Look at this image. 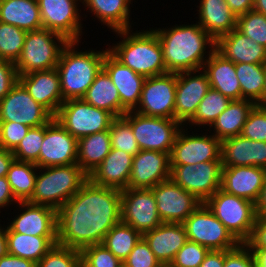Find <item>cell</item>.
<instances>
[{
    "label": "cell",
    "mask_w": 266,
    "mask_h": 267,
    "mask_svg": "<svg viewBox=\"0 0 266 267\" xmlns=\"http://www.w3.org/2000/svg\"><path fill=\"white\" fill-rule=\"evenodd\" d=\"M121 221V190L89 179L57 210V244L81 250L102 244L107 232Z\"/></svg>",
    "instance_id": "1"
},
{
    "label": "cell",
    "mask_w": 266,
    "mask_h": 267,
    "mask_svg": "<svg viewBox=\"0 0 266 267\" xmlns=\"http://www.w3.org/2000/svg\"><path fill=\"white\" fill-rule=\"evenodd\" d=\"M151 29L159 39L165 67L170 73L203 69L216 49V41L197 22Z\"/></svg>",
    "instance_id": "2"
},
{
    "label": "cell",
    "mask_w": 266,
    "mask_h": 267,
    "mask_svg": "<svg viewBox=\"0 0 266 267\" xmlns=\"http://www.w3.org/2000/svg\"><path fill=\"white\" fill-rule=\"evenodd\" d=\"M121 40L108 46V51L122 64L145 78L168 73L163 51L156 33L146 30L114 32Z\"/></svg>",
    "instance_id": "3"
},
{
    "label": "cell",
    "mask_w": 266,
    "mask_h": 267,
    "mask_svg": "<svg viewBox=\"0 0 266 267\" xmlns=\"http://www.w3.org/2000/svg\"><path fill=\"white\" fill-rule=\"evenodd\" d=\"M79 43L81 42L69 41L62 49L56 66L64 101L84 97L103 68L104 56L108 51V47L105 50L100 48L98 51L97 48L79 50Z\"/></svg>",
    "instance_id": "4"
},
{
    "label": "cell",
    "mask_w": 266,
    "mask_h": 267,
    "mask_svg": "<svg viewBox=\"0 0 266 267\" xmlns=\"http://www.w3.org/2000/svg\"><path fill=\"white\" fill-rule=\"evenodd\" d=\"M88 180V175L76 163L38 168L31 204L46 205L58 210Z\"/></svg>",
    "instance_id": "5"
},
{
    "label": "cell",
    "mask_w": 266,
    "mask_h": 267,
    "mask_svg": "<svg viewBox=\"0 0 266 267\" xmlns=\"http://www.w3.org/2000/svg\"><path fill=\"white\" fill-rule=\"evenodd\" d=\"M68 42L62 35L46 28L27 32L21 56L15 63L18 75L56 68Z\"/></svg>",
    "instance_id": "6"
},
{
    "label": "cell",
    "mask_w": 266,
    "mask_h": 267,
    "mask_svg": "<svg viewBox=\"0 0 266 267\" xmlns=\"http://www.w3.org/2000/svg\"><path fill=\"white\" fill-rule=\"evenodd\" d=\"M204 204L240 243L250 238L257 217L255 203L220 188Z\"/></svg>",
    "instance_id": "7"
},
{
    "label": "cell",
    "mask_w": 266,
    "mask_h": 267,
    "mask_svg": "<svg viewBox=\"0 0 266 267\" xmlns=\"http://www.w3.org/2000/svg\"><path fill=\"white\" fill-rule=\"evenodd\" d=\"M123 117L130 123L140 150L160 151L169 155L184 126L176 119L145 116L135 111H128Z\"/></svg>",
    "instance_id": "8"
},
{
    "label": "cell",
    "mask_w": 266,
    "mask_h": 267,
    "mask_svg": "<svg viewBox=\"0 0 266 267\" xmlns=\"http://www.w3.org/2000/svg\"><path fill=\"white\" fill-rule=\"evenodd\" d=\"M54 118L77 140L83 136L109 130L115 118L83 99L64 101Z\"/></svg>",
    "instance_id": "9"
},
{
    "label": "cell",
    "mask_w": 266,
    "mask_h": 267,
    "mask_svg": "<svg viewBox=\"0 0 266 267\" xmlns=\"http://www.w3.org/2000/svg\"><path fill=\"white\" fill-rule=\"evenodd\" d=\"M182 224L189 241L207 247L209 250H231L240 244L204 203Z\"/></svg>",
    "instance_id": "10"
},
{
    "label": "cell",
    "mask_w": 266,
    "mask_h": 267,
    "mask_svg": "<svg viewBox=\"0 0 266 267\" xmlns=\"http://www.w3.org/2000/svg\"><path fill=\"white\" fill-rule=\"evenodd\" d=\"M187 130L184 125L177 135L169 155L170 165L221 161V141L218 138L207 129H203L207 131L203 132L201 128L200 134H198L200 131L190 133Z\"/></svg>",
    "instance_id": "11"
},
{
    "label": "cell",
    "mask_w": 266,
    "mask_h": 267,
    "mask_svg": "<svg viewBox=\"0 0 266 267\" xmlns=\"http://www.w3.org/2000/svg\"><path fill=\"white\" fill-rule=\"evenodd\" d=\"M222 168V161L170 165V179L204 203L221 188Z\"/></svg>",
    "instance_id": "12"
},
{
    "label": "cell",
    "mask_w": 266,
    "mask_h": 267,
    "mask_svg": "<svg viewBox=\"0 0 266 267\" xmlns=\"http://www.w3.org/2000/svg\"><path fill=\"white\" fill-rule=\"evenodd\" d=\"M176 85L177 73L145 78L141 98L134 111L145 116L175 119Z\"/></svg>",
    "instance_id": "13"
},
{
    "label": "cell",
    "mask_w": 266,
    "mask_h": 267,
    "mask_svg": "<svg viewBox=\"0 0 266 267\" xmlns=\"http://www.w3.org/2000/svg\"><path fill=\"white\" fill-rule=\"evenodd\" d=\"M43 28L62 35L67 41H79L84 35L81 0H37ZM83 34V35H82Z\"/></svg>",
    "instance_id": "14"
},
{
    "label": "cell",
    "mask_w": 266,
    "mask_h": 267,
    "mask_svg": "<svg viewBox=\"0 0 266 267\" xmlns=\"http://www.w3.org/2000/svg\"><path fill=\"white\" fill-rule=\"evenodd\" d=\"M53 117L45 107L30 96L20 82H17L0 101V122L37 127L47 124Z\"/></svg>",
    "instance_id": "15"
},
{
    "label": "cell",
    "mask_w": 266,
    "mask_h": 267,
    "mask_svg": "<svg viewBox=\"0 0 266 267\" xmlns=\"http://www.w3.org/2000/svg\"><path fill=\"white\" fill-rule=\"evenodd\" d=\"M121 221L142 235L163 223L151 189L121 190Z\"/></svg>",
    "instance_id": "16"
},
{
    "label": "cell",
    "mask_w": 266,
    "mask_h": 267,
    "mask_svg": "<svg viewBox=\"0 0 266 267\" xmlns=\"http://www.w3.org/2000/svg\"><path fill=\"white\" fill-rule=\"evenodd\" d=\"M78 140L54 117L44 125L38 167L64 166L77 163Z\"/></svg>",
    "instance_id": "17"
},
{
    "label": "cell",
    "mask_w": 266,
    "mask_h": 267,
    "mask_svg": "<svg viewBox=\"0 0 266 267\" xmlns=\"http://www.w3.org/2000/svg\"><path fill=\"white\" fill-rule=\"evenodd\" d=\"M163 223H183L203 202L171 179L151 188Z\"/></svg>",
    "instance_id": "18"
},
{
    "label": "cell",
    "mask_w": 266,
    "mask_h": 267,
    "mask_svg": "<svg viewBox=\"0 0 266 267\" xmlns=\"http://www.w3.org/2000/svg\"><path fill=\"white\" fill-rule=\"evenodd\" d=\"M210 89L209 78L203 69L177 73L175 119L185 125Z\"/></svg>",
    "instance_id": "19"
},
{
    "label": "cell",
    "mask_w": 266,
    "mask_h": 267,
    "mask_svg": "<svg viewBox=\"0 0 266 267\" xmlns=\"http://www.w3.org/2000/svg\"><path fill=\"white\" fill-rule=\"evenodd\" d=\"M16 208L20 213L17 212L14 218L11 215L12 220L8 219L6 231L33 236H57L56 209L29 202H18Z\"/></svg>",
    "instance_id": "20"
},
{
    "label": "cell",
    "mask_w": 266,
    "mask_h": 267,
    "mask_svg": "<svg viewBox=\"0 0 266 267\" xmlns=\"http://www.w3.org/2000/svg\"><path fill=\"white\" fill-rule=\"evenodd\" d=\"M170 179L168 153L140 150L132 162L128 188L151 189L158 183Z\"/></svg>",
    "instance_id": "21"
},
{
    "label": "cell",
    "mask_w": 266,
    "mask_h": 267,
    "mask_svg": "<svg viewBox=\"0 0 266 267\" xmlns=\"http://www.w3.org/2000/svg\"><path fill=\"white\" fill-rule=\"evenodd\" d=\"M103 69L118 90L121 116H124L128 111H134L141 98L145 77L122 64L109 51L104 56Z\"/></svg>",
    "instance_id": "22"
},
{
    "label": "cell",
    "mask_w": 266,
    "mask_h": 267,
    "mask_svg": "<svg viewBox=\"0 0 266 267\" xmlns=\"http://www.w3.org/2000/svg\"><path fill=\"white\" fill-rule=\"evenodd\" d=\"M265 178L266 169L263 167H223L221 189L228 194L256 203Z\"/></svg>",
    "instance_id": "23"
},
{
    "label": "cell",
    "mask_w": 266,
    "mask_h": 267,
    "mask_svg": "<svg viewBox=\"0 0 266 267\" xmlns=\"http://www.w3.org/2000/svg\"><path fill=\"white\" fill-rule=\"evenodd\" d=\"M19 82L28 91L30 96L45 107L53 116L58 113L64 100L56 68L19 75Z\"/></svg>",
    "instance_id": "24"
},
{
    "label": "cell",
    "mask_w": 266,
    "mask_h": 267,
    "mask_svg": "<svg viewBox=\"0 0 266 267\" xmlns=\"http://www.w3.org/2000/svg\"><path fill=\"white\" fill-rule=\"evenodd\" d=\"M223 167L258 166L266 169V142L247 139L242 135L221 141Z\"/></svg>",
    "instance_id": "25"
},
{
    "label": "cell",
    "mask_w": 266,
    "mask_h": 267,
    "mask_svg": "<svg viewBox=\"0 0 266 267\" xmlns=\"http://www.w3.org/2000/svg\"><path fill=\"white\" fill-rule=\"evenodd\" d=\"M142 237L164 267L170 265L176 253L188 241L182 223H161L155 229L145 232Z\"/></svg>",
    "instance_id": "26"
},
{
    "label": "cell",
    "mask_w": 266,
    "mask_h": 267,
    "mask_svg": "<svg viewBox=\"0 0 266 267\" xmlns=\"http://www.w3.org/2000/svg\"><path fill=\"white\" fill-rule=\"evenodd\" d=\"M215 50L235 64H266V47L257 44L237 28L219 37Z\"/></svg>",
    "instance_id": "27"
},
{
    "label": "cell",
    "mask_w": 266,
    "mask_h": 267,
    "mask_svg": "<svg viewBox=\"0 0 266 267\" xmlns=\"http://www.w3.org/2000/svg\"><path fill=\"white\" fill-rule=\"evenodd\" d=\"M133 156L129 153L111 148L101 164L94 169L88 179L100 186L119 190L128 188Z\"/></svg>",
    "instance_id": "28"
},
{
    "label": "cell",
    "mask_w": 266,
    "mask_h": 267,
    "mask_svg": "<svg viewBox=\"0 0 266 267\" xmlns=\"http://www.w3.org/2000/svg\"><path fill=\"white\" fill-rule=\"evenodd\" d=\"M196 21L215 41L237 28V16L225 0H200Z\"/></svg>",
    "instance_id": "29"
},
{
    "label": "cell",
    "mask_w": 266,
    "mask_h": 267,
    "mask_svg": "<svg viewBox=\"0 0 266 267\" xmlns=\"http://www.w3.org/2000/svg\"><path fill=\"white\" fill-rule=\"evenodd\" d=\"M82 6L87 12L97 18L101 25H106L107 28L116 32L120 30H128L134 27L132 15L130 12L133 6V0H81ZM89 10V11H88ZM132 23H131V22ZM133 24V25H132ZM132 25V26H131Z\"/></svg>",
    "instance_id": "30"
},
{
    "label": "cell",
    "mask_w": 266,
    "mask_h": 267,
    "mask_svg": "<svg viewBox=\"0 0 266 267\" xmlns=\"http://www.w3.org/2000/svg\"><path fill=\"white\" fill-rule=\"evenodd\" d=\"M203 70L209 78L212 89L219 91L230 100H241V89L236 75L235 63L225 59L214 50L204 63Z\"/></svg>",
    "instance_id": "31"
},
{
    "label": "cell",
    "mask_w": 266,
    "mask_h": 267,
    "mask_svg": "<svg viewBox=\"0 0 266 267\" xmlns=\"http://www.w3.org/2000/svg\"><path fill=\"white\" fill-rule=\"evenodd\" d=\"M0 22L26 32L43 28L37 0H0Z\"/></svg>",
    "instance_id": "32"
},
{
    "label": "cell",
    "mask_w": 266,
    "mask_h": 267,
    "mask_svg": "<svg viewBox=\"0 0 266 267\" xmlns=\"http://www.w3.org/2000/svg\"><path fill=\"white\" fill-rule=\"evenodd\" d=\"M255 105L247 99L232 100L207 130L213 131L212 134L220 141L241 135L247 117Z\"/></svg>",
    "instance_id": "33"
},
{
    "label": "cell",
    "mask_w": 266,
    "mask_h": 267,
    "mask_svg": "<svg viewBox=\"0 0 266 267\" xmlns=\"http://www.w3.org/2000/svg\"><path fill=\"white\" fill-rule=\"evenodd\" d=\"M8 254L38 263L57 244V236H33L6 231Z\"/></svg>",
    "instance_id": "34"
},
{
    "label": "cell",
    "mask_w": 266,
    "mask_h": 267,
    "mask_svg": "<svg viewBox=\"0 0 266 267\" xmlns=\"http://www.w3.org/2000/svg\"><path fill=\"white\" fill-rule=\"evenodd\" d=\"M111 149L109 130L83 136L78 139L77 164L89 176Z\"/></svg>",
    "instance_id": "35"
},
{
    "label": "cell",
    "mask_w": 266,
    "mask_h": 267,
    "mask_svg": "<svg viewBox=\"0 0 266 267\" xmlns=\"http://www.w3.org/2000/svg\"><path fill=\"white\" fill-rule=\"evenodd\" d=\"M82 99L96 108L108 111L114 117L121 116L118 90L103 68L96 75L95 80Z\"/></svg>",
    "instance_id": "36"
},
{
    "label": "cell",
    "mask_w": 266,
    "mask_h": 267,
    "mask_svg": "<svg viewBox=\"0 0 266 267\" xmlns=\"http://www.w3.org/2000/svg\"><path fill=\"white\" fill-rule=\"evenodd\" d=\"M38 168L34 163L16 159L11 163L6 177L18 202H27L32 197Z\"/></svg>",
    "instance_id": "37"
},
{
    "label": "cell",
    "mask_w": 266,
    "mask_h": 267,
    "mask_svg": "<svg viewBox=\"0 0 266 267\" xmlns=\"http://www.w3.org/2000/svg\"><path fill=\"white\" fill-rule=\"evenodd\" d=\"M235 70L240 83L241 99L258 104L265 90V64L236 63Z\"/></svg>",
    "instance_id": "38"
},
{
    "label": "cell",
    "mask_w": 266,
    "mask_h": 267,
    "mask_svg": "<svg viewBox=\"0 0 266 267\" xmlns=\"http://www.w3.org/2000/svg\"><path fill=\"white\" fill-rule=\"evenodd\" d=\"M231 101L232 100L221 94L219 91L211 88L198 105L194 116L185 124V126L188 129L192 126L195 128L196 126L198 127V130L201 127L207 129L208 126L209 128L217 117L227 108Z\"/></svg>",
    "instance_id": "39"
},
{
    "label": "cell",
    "mask_w": 266,
    "mask_h": 267,
    "mask_svg": "<svg viewBox=\"0 0 266 267\" xmlns=\"http://www.w3.org/2000/svg\"><path fill=\"white\" fill-rule=\"evenodd\" d=\"M141 238V233L120 221L107 232L102 244L123 262Z\"/></svg>",
    "instance_id": "40"
},
{
    "label": "cell",
    "mask_w": 266,
    "mask_h": 267,
    "mask_svg": "<svg viewBox=\"0 0 266 267\" xmlns=\"http://www.w3.org/2000/svg\"><path fill=\"white\" fill-rule=\"evenodd\" d=\"M27 32L0 22V59L16 63L20 58Z\"/></svg>",
    "instance_id": "41"
},
{
    "label": "cell",
    "mask_w": 266,
    "mask_h": 267,
    "mask_svg": "<svg viewBox=\"0 0 266 267\" xmlns=\"http://www.w3.org/2000/svg\"><path fill=\"white\" fill-rule=\"evenodd\" d=\"M111 148L123 150L135 156L140 148L133 135L130 123L123 117H115L109 128Z\"/></svg>",
    "instance_id": "42"
},
{
    "label": "cell",
    "mask_w": 266,
    "mask_h": 267,
    "mask_svg": "<svg viewBox=\"0 0 266 267\" xmlns=\"http://www.w3.org/2000/svg\"><path fill=\"white\" fill-rule=\"evenodd\" d=\"M44 139V125L30 127L25 137L12 151L16 160L34 163L38 167L40 147Z\"/></svg>",
    "instance_id": "43"
},
{
    "label": "cell",
    "mask_w": 266,
    "mask_h": 267,
    "mask_svg": "<svg viewBox=\"0 0 266 267\" xmlns=\"http://www.w3.org/2000/svg\"><path fill=\"white\" fill-rule=\"evenodd\" d=\"M237 29L257 44L266 47V16L254 10L237 17Z\"/></svg>",
    "instance_id": "44"
},
{
    "label": "cell",
    "mask_w": 266,
    "mask_h": 267,
    "mask_svg": "<svg viewBox=\"0 0 266 267\" xmlns=\"http://www.w3.org/2000/svg\"><path fill=\"white\" fill-rule=\"evenodd\" d=\"M80 250L54 245L37 263V267H79Z\"/></svg>",
    "instance_id": "45"
},
{
    "label": "cell",
    "mask_w": 266,
    "mask_h": 267,
    "mask_svg": "<svg viewBox=\"0 0 266 267\" xmlns=\"http://www.w3.org/2000/svg\"><path fill=\"white\" fill-rule=\"evenodd\" d=\"M80 253L83 267H118L122 263L103 244L86 246Z\"/></svg>",
    "instance_id": "46"
},
{
    "label": "cell",
    "mask_w": 266,
    "mask_h": 267,
    "mask_svg": "<svg viewBox=\"0 0 266 267\" xmlns=\"http://www.w3.org/2000/svg\"><path fill=\"white\" fill-rule=\"evenodd\" d=\"M209 251L207 247L188 240L168 267H199Z\"/></svg>",
    "instance_id": "47"
},
{
    "label": "cell",
    "mask_w": 266,
    "mask_h": 267,
    "mask_svg": "<svg viewBox=\"0 0 266 267\" xmlns=\"http://www.w3.org/2000/svg\"><path fill=\"white\" fill-rule=\"evenodd\" d=\"M241 135L254 141L266 142V108L255 105L243 126Z\"/></svg>",
    "instance_id": "48"
},
{
    "label": "cell",
    "mask_w": 266,
    "mask_h": 267,
    "mask_svg": "<svg viewBox=\"0 0 266 267\" xmlns=\"http://www.w3.org/2000/svg\"><path fill=\"white\" fill-rule=\"evenodd\" d=\"M127 267H164L142 237L123 261Z\"/></svg>",
    "instance_id": "49"
},
{
    "label": "cell",
    "mask_w": 266,
    "mask_h": 267,
    "mask_svg": "<svg viewBox=\"0 0 266 267\" xmlns=\"http://www.w3.org/2000/svg\"><path fill=\"white\" fill-rule=\"evenodd\" d=\"M30 127L14 122H0V147L13 151L25 137Z\"/></svg>",
    "instance_id": "50"
},
{
    "label": "cell",
    "mask_w": 266,
    "mask_h": 267,
    "mask_svg": "<svg viewBox=\"0 0 266 267\" xmlns=\"http://www.w3.org/2000/svg\"><path fill=\"white\" fill-rule=\"evenodd\" d=\"M224 267H257L254 253L245 243L236 248L225 250Z\"/></svg>",
    "instance_id": "51"
},
{
    "label": "cell",
    "mask_w": 266,
    "mask_h": 267,
    "mask_svg": "<svg viewBox=\"0 0 266 267\" xmlns=\"http://www.w3.org/2000/svg\"><path fill=\"white\" fill-rule=\"evenodd\" d=\"M19 82V75L14 62L0 59V101Z\"/></svg>",
    "instance_id": "52"
},
{
    "label": "cell",
    "mask_w": 266,
    "mask_h": 267,
    "mask_svg": "<svg viewBox=\"0 0 266 267\" xmlns=\"http://www.w3.org/2000/svg\"><path fill=\"white\" fill-rule=\"evenodd\" d=\"M245 244L249 248H266V216L257 215L251 236Z\"/></svg>",
    "instance_id": "53"
},
{
    "label": "cell",
    "mask_w": 266,
    "mask_h": 267,
    "mask_svg": "<svg viewBox=\"0 0 266 267\" xmlns=\"http://www.w3.org/2000/svg\"><path fill=\"white\" fill-rule=\"evenodd\" d=\"M18 201L15 199V196L12 192L11 186L7 180V177H0V213L2 208L9 209L8 207L16 205ZM12 204V205H11Z\"/></svg>",
    "instance_id": "54"
},
{
    "label": "cell",
    "mask_w": 266,
    "mask_h": 267,
    "mask_svg": "<svg viewBox=\"0 0 266 267\" xmlns=\"http://www.w3.org/2000/svg\"><path fill=\"white\" fill-rule=\"evenodd\" d=\"M0 267H37V263L7 253L0 258Z\"/></svg>",
    "instance_id": "55"
},
{
    "label": "cell",
    "mask_w": 266,
    "mask_h": 267,
    "mask_svg": "<svg viewBox=\"0 0 266 267\" xmlns=\"http://www.w3.org/2000/svg\"><path fill=\"white\" fill-rule=\"evenodd\" d=\"M225 250H210L199 267H224Z\"/></svg>",
    "instance_id": "56"
},
{
    "label": "cell",
    "mask_w": 266,
    "mask_h": 267,
    "mask_svg": "<svg viewBox=\"0 0 266 267\" xmlns=\"http://www.w3.org/2000/svg\"><path fill=\"white\" fill-rule=\"evenodd\" d=\"M230 10L238 17L253 10L254 0H225Z\"/></svg>",
    "instance_id": "57"
},
{
    "label": "cell",
    "mask_w": 266,
    "mask_h": 267,
    "mask_svg": "<svg viewBox=\"0 0 266 267\" xmlns=\"http://www.w3.org/2000/svg\"><path fill=\"white\" fill-rule=\"evenodd\" d=\"M14 159L12 151L0 147V177L7 176L9 167Z\"/></svg>",
    "instance_id": "58"
},
{
    "label": "cell",
    "mask_w": 266,
    "mask_h": 267,
    "mask_svg": "<svg viewBox=\"0 0 266 267\" xmlns=\"http://www.w3.org/2000/svg\"><path fill=\"white\" fill-rule=\"evenodd\" d=\"M256 213L259 216H266V178L259 196L258 201L255 203Z\"/></svg>",
    "instance_id": "59"
},
{
    "label": "cell",
    "mask_w": 266,
    "mask_h": 267,
    "mask_svg": "<svg viewBox=\"0 0 266 267\" xmlns=\"http://www.w3.org/2000/svg\"><path fill=\"white\" fill-rule=\"evenodd\" d=\"M254 253L257 267H266V248H250Z\"/></svg>",
    "instance_id": "60"
},
{
    "label": "cell",
    "mask_w": 266,
    "mask_h": 267,
    "mask_svg": "<svg viewBox=\"0 0 266 267\" xmlns=\"http://www.w3.org/2000/svg\"><path fill=\"white\" fill-rule=\"evenodd\" d=\"M8 253L6 239V225L0 224V258Z\"/></svg>",
    "instance_id": "61"
},
{
    "label": "cell",
    "mask_w": 266,
    "mask_h": 267,
    "mask_svg": "<svg viewBox=\"0 0 266 267\" xmlns=\"http://www.w3.org/2000/svg\"><path fill=\"white\" fill-rule=\"evenodd\" d=\"M253 10L266 16V0H254Z\"/></svg>",
    "instance_id": "62"
},
{
    "label": "cell",
    "mask_w": 266,
    "mask_h": 267,
    "mask_svg": "<svg viewBox=\"0 0 266 267\" xmlns=\"http://www.w3.org/2000/svg\"><path fill=\"white\" fill-rule=\"evenodd\" d=\"M257 105L266 108V64H265V90H264V93H263L262 100Z\"/></svg>",
    "instance_id": "63"
},
{
    "label": "cell",
    "mask_w": 266,
    "mask_h": 267,
    "mask_svg": "<svg viewBox=\"0 0 266 267\" xmlns=\"http://www.w3.org/2000/svg\"><path fill=\"white\" fill-rule=\"evenodd\" d=\"M118 267H127L123 262Z\"/></svg>",
    "instance_id": "64"
}]
</instances>
